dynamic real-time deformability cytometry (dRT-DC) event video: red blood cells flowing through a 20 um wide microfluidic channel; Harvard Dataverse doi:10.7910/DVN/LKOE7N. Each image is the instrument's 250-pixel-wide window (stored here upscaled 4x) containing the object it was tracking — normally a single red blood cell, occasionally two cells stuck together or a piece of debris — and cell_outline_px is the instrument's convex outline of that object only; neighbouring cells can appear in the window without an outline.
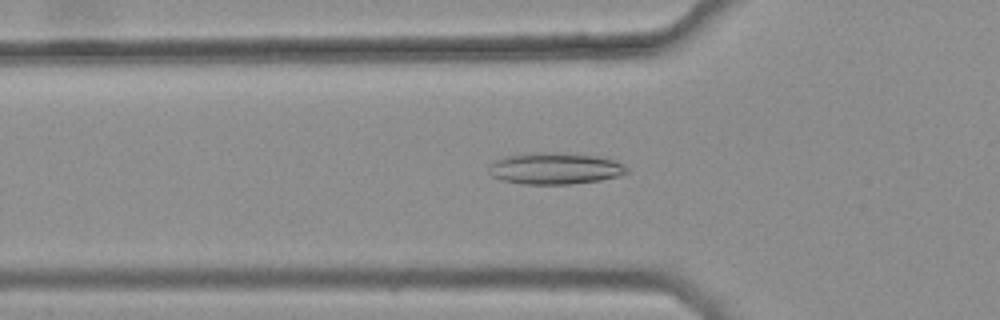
{"species": "common noctule bat (a hibernating species)", "species_latin": "Nyctalus noctula", "temperature_condition": "warm", "stored_images_in_passage": 43, "camera_frame_rate_fps": 3000, "um_per_image_px": 0.085, "animal": {"sex": "female", "body_mass_g": 25.1}, "frame": {"image": 1, "passage_image": 15, "time_ms": 4.667, "image_size_px": [1000, 320], "cell_outline_px": [[628, 172], [620, 176], [600, 180], [572, 184], [520, 184], [500, 180], [492, 176], [488, 172], [488, 168], [492, 160], [504, 156], [524, 152], [564, 152], [596, 156], [616, 160], [624, 164], [628, 168]], "centroid_in_image_um": [47.13, 14.3], "position_along_channel_um": 78.7, "area_um2": 26.13}}
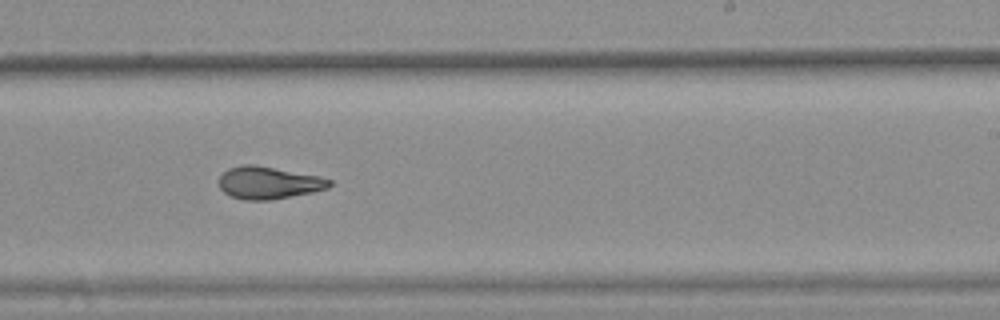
{"frame": {"image": 2, "passage_image": 30, "time_ms": 9.667, "image_size_px": [1000, 320], "cell_outline_px": [[332, 184], [328, 188], [312, 192], [272, 200], [244, 200], [232, 196], [224, 192], [220, 188], [220, 176], [228, 168], [240, 164], [256, 164], [320, 176], [332, 180]], "centroid_in_image_um": [22.84, 15.52], "position_along_channel_um": 266.2, "area_um2": 20.98}}
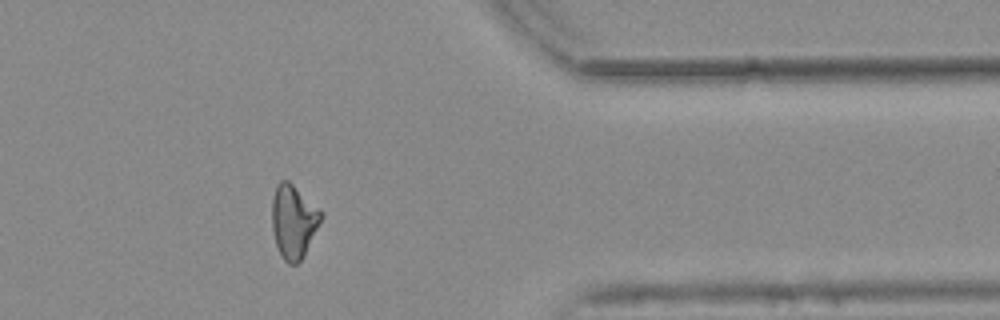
{"frame": {"image": 3, "passage_image": 41, "time_ms": 13.333, "image_size_px": [1000, 320], "cell_outline_px": [[324, 216], [320, 224], [300, 260], [296, 264], [288, 264], [284, 260], [276, 244], [272, 228], [272, 196], [276, 184], [280, 180], [288, 180], [320, 208], [324, 212]], "centroid_in_image_um": [24.95, 18.77], "position_along_channel_um": 386.4, "area_um2": 21.04}, "authors_computed_cell_mechanics": {"area_um2": 21.1548, "velocity_mm_per_s": 3.7448, "shape_relaxation_time_tau1_ms": null, "shape_relaxation_time_tau2_ms": 2.3865, "deformation_change_tau1": null, "deformation_change_tau2": 0.085}}